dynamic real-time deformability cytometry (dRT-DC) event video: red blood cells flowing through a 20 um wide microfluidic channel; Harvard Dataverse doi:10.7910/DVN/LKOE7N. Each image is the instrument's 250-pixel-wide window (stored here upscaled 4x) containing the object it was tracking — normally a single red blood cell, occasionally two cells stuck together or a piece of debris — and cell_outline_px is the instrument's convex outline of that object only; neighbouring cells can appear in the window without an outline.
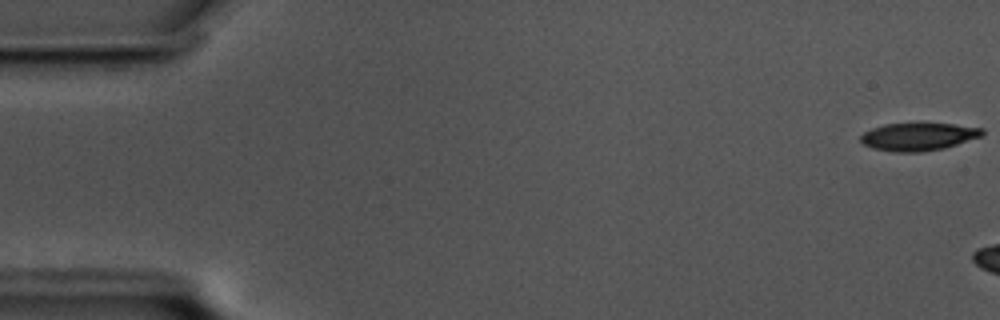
{"species": "common noctule bat (a hibernating species)", "species_latin": "Nyctalus noctula", "temperature_condition": "cold", "stored_images_in_passage": 6, "camera_frame_rate_fps": 3000, "um_per_image_px": 0.085, "animal": {"sex": "male", "body_mass_g": 17.5, "forearm_length_mm": 52.3}, "frame": {"image": 1, "passage_image": 1, "time_ms": 0.0, "image_size_px": [1000, 320], "cell_outline_px": [[984, 136], [944, 148], [920, 152], [896, 152], [872, 148], [864, 144], [860, 140], [860, 136], [864, 132], [872, 128], [884, 124], [924, 120], [984, 128]], "centroid_in_image_um": [78.1, 11.56], "position_along_channel_um": 6.9, "area_um2": 20.63}}